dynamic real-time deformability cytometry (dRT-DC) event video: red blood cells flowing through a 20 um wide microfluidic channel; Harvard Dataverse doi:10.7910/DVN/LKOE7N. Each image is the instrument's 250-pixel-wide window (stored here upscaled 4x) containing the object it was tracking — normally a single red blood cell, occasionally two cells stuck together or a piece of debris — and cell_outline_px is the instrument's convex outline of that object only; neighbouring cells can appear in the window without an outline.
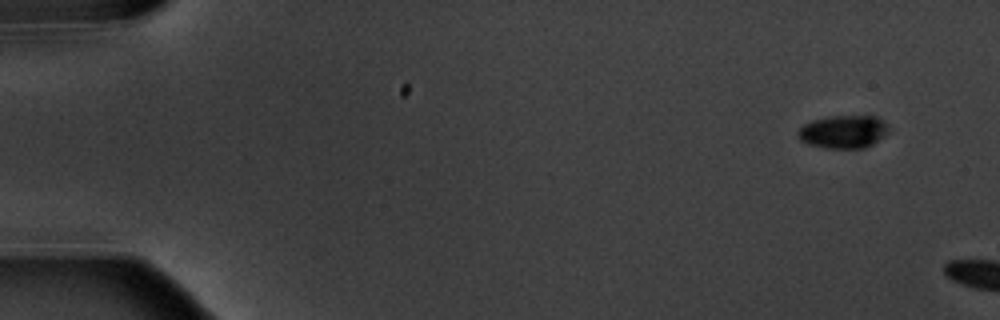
{"species": "common noctule bat (a hibernating species)", "species_latin": "Nyctalus noctula", "temperature_condition": "warm", "stored_images_in_passage": 2, "camera_frame_rate_fps": 3000, "um_per_image_px": 0.085, "animal": {"sex": "male", "body_mass_g": 20.1, "forearm_length_mm": 53.5}, "frame": {"image": 1, "passage_image": 1, "time_ms": 0.0, "image_size_px": [1000, 320], "cell_outline_px": [[892, 128], [884, 136], [872, 144], [864, 148], [824, 148], [808, 144], [800, 140], [796, 136], [796, 132], [804, 124], [812, 120], [832, 116], [876, 116], [884, 120]], "centroid_in_image_um": [71.7, 11.19], "position_along_channel_um": 13.3, "area_um2": 17.69}}